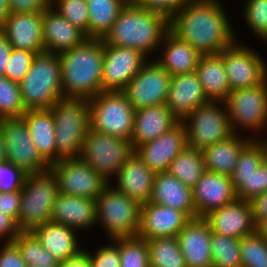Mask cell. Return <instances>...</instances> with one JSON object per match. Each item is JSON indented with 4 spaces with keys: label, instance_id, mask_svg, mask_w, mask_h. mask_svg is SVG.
I'll return each instance as SVG.
<instances>
[{
    "label": "cell",
    "instance_id": "6da1fadb",
    "mask_svg": "<svg viewBox=\"0 0 267 267\" xmlns=\"http://www.w3.org/2000/svg\"><path fill=\"white\" fill-rule=\"evenodd\" d=\"M224 3L189 0L169 19V30L202 55L219 54L238 37Z\"/></svg>",
    "mask_w": 267,
    "mask_h": 267
},
{
    "label": "cell",
    "instance_id": "7a4b0ae2",
    "mask_svg": "<svg viewBox=\"0 0 267 267\" xmlns=\"http://www.w3.org/2000/svg\"><path fill=\"white\" fill-rule=\"evenodd\" d=\"M168 30L169 20L164 15L128 2L102 40L104 45L137 49L155 59Z\"/></svg>",
    "mask_w": 267,
    "mask_h": 267
},
{
    "label": "cell",
    "instance_id": "3957f363",
    "mask_svg": "<svg viewBox=\"0 0 267 267\" xmlns=\"http://www.w3.org/2000/svg\"><path fill=\"white\" fill-rule=\"evenodd\" d=\"M64 97L93 98L102 92L104 41L87 38L58 54Z\"/></svg>",
    "mask_w": 267,
    "mask_h": 267
},
{
    "label": "cell",
    "instance_id": "277c9868",
    "mask_svg": "<svg viewBox=\"0 0 267 267\" xmlns=\"http://www.w3.org/2000/svg\"><path fill=\"white\" fill-rule=\"evenodd\" d=\"M50 109L55 123L56 162L80 158L84 139L91 129L89 99L61 97Z\"/></svg>",
    "mask_w": 267,
    "mask_h": 267
},
{
    "label": "cell",
    "instance_id": "5b68a950",
    "mask_svg": "<svg viewBox=\"0 0 267 267\" xmlns=\"http://www.w3.org/2000/svg\"><path fill=\"white\" fill-rule=\"evenodd\" d=\"M19 85L26 110L50 109L64 97L58 54H37Z\"/></svg>",
    "mask_w": 267,
    "mask_h": 267
},
{
    "label": "cell",
    "instance_id": "8992f818",
    "mask_svg": "<svg viewBox=\"0 0 267 267\" xmlns=\"http://www.w3.org/2000/svg\"><path fill=\"white\" fill-rule=\"evenodd\" d=\"M59 194L58 183L51 169L27 174L21 189L17 227L32 232L51 220L54 201Z\"/></svg>",
    "mask_w": 267,
    "mask_h": 267
},
{
    "label": "cell",
    "instance_id": "52a82bcc",
    "mask_svg": "<svg viewBox=\"0 0 267 267\" xmlns=\"http://www.w3.org/2000/svg\"><path fill=\"white\" fill-rule=\"evenodd\" d=\"M95 202L96 225L101 226L108 240L138 235L141 205L137 201L109 183Z\"/></svg>",
    "mask_w": 267,
    "mask_h": 267
},
{
    "label": "cell",
    "instance_id": "ba28073f",
    "mask_svg": "<svg viewBox=\"0 0 267 267\" xmlns=\"http://www.w3.org/2000/svg\"><path fill=\"white\" fill-rule=\"evenodd\" d=\"M225 103L233 134L251 133L249 137L255 140L267 138V80L260 85L231 91Z\"/></svg>",
    "mask_w": 267,
    "mask_h": 267
},
{
    "label": "cell",
    "instance_id": "9c48e42d",
    "mask_svg": "<svg viewBox=\"0 0 267 267\" xmlns=\"http://www.w3.org/2000/svg\"><path fill=\"white\" fill-rule=\"evenodd\" d=\"M89 103L91 129L131 141L136 110L121 91H102Z\"/></svg>",
    "mask_w": 267,
    "mask_h": 267
},
{
    "label": "cell",
    "instance_id": "30bf717a",
    "mask_svg": "<svg viewBox=\"0 0 267 267\" xmlns=\"http://www.w3.org/2000/svg\"><path fill=\"white\" fill-rule=\"evenodd\" d=\"M189 147L203 150L233 135L225 101H209L180 121Z\"/></svg>",
    "mask_w": 267,
    "mask_h": 267
},
{
    "label": "cell",
    "instance_id": "8fae6325",
    "mask_svg": "<svg viewBox=\"0 0 267 267\" xmlns=\"http://www.w3.org/2000/svg\"><path fill=\"white\" fill-rule=\"evenodd\" d=\"M133 152L130 140L90 129L84 139L80 158L107 181L114 182L113 178Z\"/></svg>",
    "mask_w": 267,
    "mask_h": 267
},
{
    "label": "cell",
    "instance_id": "7c38bea8",
    "mask_svg": "<svg viewBox=\"0 0 267 267\" xmlns=\"http://www.w3.org/2000/svg\"><path fill=\"white\" fill-rule=\"evenodd\" d=\"M231 178L238 199L251 201L267 192L266 139H253L242 150Z\"/></svg>",
    "mask_w": 267,
    "mask_h": 267
},
{
    "label": "cell",
    "instance_id": "4fadbf2b",
    "mask_svg": "<svg viewBox=\"0 0 267 267\" xmlns=\"http://www.w3.org/2000/svg\"><path fill=\"white\" fill-rule=\"evenodd\" d=\"M239 37L223 50V64L231 91L260 85L267 80V61Z\"/></svg>",
    "mask_w": 267,
    "mask_h": 267
},
{
    "label": "cell",
    "instance_id": "5bb4252c",
    "mask_svg": "<svg viewBox=\"0 0 267 267\" xmlns=\"http://www.w3.org/2000/svg\"><path fill=\"white\" fill-rule=\"evenodd\" d=\"M59 193L89 199L96 198L110 183L81 158L61 159L50 165Z\"/></svg>",
    "mask_w": 267,
    "mask_h": 267
},
{
    "label": "cell",
    "instance_id": "9a60e30c",
    "mask_svg": "<svg viewBox=\"0 0 267 267\" xmlns=\"http://www.w3.org/2000/svg\"><path fill=\"white\" fill-rule=\"evenodd\" d=\"M0 133L6 146L7 160L26 173L44 172L50 165L41 157L25 120L11 118L0 120Z\"/></svg>",
    "mask_w": 267,
    "mask_h": 267
},
{
    "label": "cell",
    "instance_id": "2e32d148",
    "mask_svg": "<svg viewBox=\"0 0 267 267\" xmlns=\"http://www.w3.org/2000/svg\"><path fill=\"white\" fill-rule=\"evenodd\" d=\"M171 75L155 59H149L121 92L135 110L166 103Z\"/></svg>",
    "mask_w": 267,
    "mask_h": 267
},
{
    "label": "cell",
    "instance_id": "e0dca14e",
    "mask_svg": "<svg viewBox=\"0 0 267 267\" xmlns=\"http://www.w3.org/2000/svg\"><path fill=\"white\" fill-rule=\"evenodd\" d=\"M148 60L137 49L104 45L102 91H121Z\"/></svg>",
    "mask_w": 267,
    "mask_h": 267
},
{
    "label": "cell",
    "instance_id": "ac0fdd59",
    "mask_svg": "<svg viewBox=\"0 0 267 267\" xmlns=\"http://www.w3.org/2000/svg\"><path fill=\"white\" fill-rule=\"evenodd\" d=\"M187 146L185 127L179 122L153 141L137 146L134 151L154 173H160L167 172L172 160Z\"/></svg>",
    "mask_w": 267,
    "mask_h": 267
},
{
    "label": "cell",
    "instance_id": "d6986e66",
    "mask_svg": "<svg viewBox=\"0 0 267 267\" xmlns=\"http://www.w3.org/2000/svg\"><path fill=\"white\" fill-rule=\"evenodd\" d=\"M0 32L12 48L27 50L36 55L46 52L42 33V13L10 12Z\"/></svg>",
    "mask_w": 267,
    "mask_h": 267
},
{
    "label": "cell",
    "instance_id": "ffe728a7",
    "mask_svg": "<svg viewBox=\"0 0 267 267\" xmlns=\"http://www.w3.org/2000/svg\"><path fill=\"white\" fill-rule=\"evenodd\" d=\"M191 218L184 212L152 202L140 208L138 237L151 240L158 237L177 236Z\"/></svg>",
    "mask_w": 267,
    "mask_h": 267
},
{
    "label": "cell",
    "instance_id": "44dd1931",
    "mask_svg": "<svg viewBox=\"0 0 267 267\" xmlns=\"http://www.w3.org/2000/svg\"><path fill=\"white\" fill-rule=\"evenodd\" d=\"M212 232L241 239L255 232L250 201L236 198L233 202L211 211L204 217Z\"/></svg>",
    "mask_w": 267,
    "mask_h": 267
},
{
    "label": "cell",
    "instance_id": "7402d4cb",
    "mask_svg": "<svg viewBox=\"0 0 267 267\" xmlns=\"http://www.w3.org/2000/svg\"><path fill=\"white\" fill-rule=\"evenodd\" d=\"M192 193L196 217H205L211 211L221 208L237 198L230 176L207 170L192 188Z\"/></svg>",
    "mask_w": 267,
    "mask_h": 267
},
{
    "label": "cell",
    "instance_id": "603a6c76",
    "mask_svg": "<svg viewBox=\"0 0 267 267\" xmlns=\"http://www.w3.org/2000/svg\"><path fill=\"white\" fill-rule=\"evenodd\" d=\"M186 267H212V231L204 217L191 219L177 235Z\"/></svg>",
    "mask_w": 267,
    "mask_h": 267
},
{
    "label": "cell",
    "instance_id": "cb8c5ba5",
    "mask_svg": "<svg viewBox=\"0 0 267 267\" xmlns=\"http://www.w3.org/2000/svg\"><path fill=\"white\" fill-rule=\"evenodd\" d=\"M156 173H154L134 151L110 182L121 193L140 205L150 202Z\"/></svg>",
    "mask_w": 267,
    "mask_h": 267
},
{
    "label": "cell",
    "instance_id": "d4e9b609",
    "mask_svg": "<svg viewBox=\"0 0 267 267\" xmlns=\"http://www.w3.org/2000/svg\"><path fill=\"white\" fill-rule=\"evenodd\" d=\"M208 102L196 71L171 76L165 105L180 121Z\"/></svg>",
    "mask_w": 267,
    "mask_h": 267
},
{
    "label": "cell",
    "instance_id": "484cf974",
    "mask_svg": "<svg viewBox=\"0 0 267 267\" xmlns=\"http://www.w3.org/2000/svg\"><path fill=\"white\" fill-rule=\"evenodd\" d=\"M51 220L83 231L96 229V202L94 199L59 193L52 209Z\"/></svg>",
    "mask_w": 267,
    "mask_h": 267
},
{
    "label": "cell",
    "instance_id": "4316f807",
    "mask_svg": "<svg viewBox=\"0 0 267 267\" xmlns=\"http://www.w3.org/2000/svg\"><path fill=\"white\" fill-rule=\"evenodd\" d=\"M42 31L47 53L59 54L81 45L87 39L82 30L50 6L42 13Z\"/></svg>",
    "mask_w": 267,
    "mask_h": 267
},
{
    "label": "cell",
    "instance_id": "83f0119b",
    "mask_svg": "<svg viewBox=\"0 0 267 267\" xmlns=\"http://www.w3.org/2000/svg\"><path fill=\"white\" fill-rule=\"evenodd\" d=\"M180 120L165 105L139 108L135 111L131 136L133 149L153 141L175 127Z\"/></svg>",
    "mask_w": 267,
    "mask_h": 267
},
{
    "label": "cell",
    "instance_id": "f1b7e54d",
    "mask_svg": "<svg viewBox=\"0 0 267 267\" xmlns=\"http://www.w3.org/2000/svg\"><path fill=\"white\" fill-rule=\"evenodd\" d=\"M159 54V55H158ZM201 53L168 30L155 60L171 75L196 71Z\"/></svg>",
    "mask_w": 267,
    "mask_h": 267
},
{
    "label": "cell",
    "instance_id": "f546056e",
    "mask_svg": "<svg viewBox=\"0 0 267 267\" xmlns=\"http://www.w3.org/2000/svg\"><path fill=\"white\" fill-rule=\"evenodd\" d=\"M77 232L52 220L32 231L41 246L59 261L73 257L83 250L80 234Z\"/></svg>",
    "mask_w": 267,
    "mask_h": 267
},
{
    "label": "cell",
    "instance_id": "4dcf8cb0",
    "mask_svg": "<svg viewBox=\"0 0 267 267\" xmlns=\"http://www.w3.org/2000/svg\"><path fill=\"white\" fill-rule=\"evenodd\" d=\"M150 202L184 212L191 219L196 218L192 188L168 171L156 173Z\"/></svg>",
    "mask_w": 267,
    "mask_h": 267
},
{
    "label": "cell",
    "instance_id": "1f68e13d",
    "mask_svg": "<svg viewBox=\"0 0 267 267\" xmlns=\"http://www.w3.org/2000/svg\"><path fill=\"white\" fill-rule=\"evenodd\" d=\"M253 139L248 135L233 134L224 141L202 150L207 171L232 176L242 150Z\"/></svg>",
    "mask_w": 267,
    "mask_h": 267
},
{
    "label": "cell",
    "instance_id": "d6a6232c",
    "mask_svg": "<svg viewBox=\"0 0 267 267\" xmlns=\"http://www.w3.org/2000/svg\"><path fill=\"white\" fill-rule=\"evenodd\" d=\"M22 118L41 157L49 165L55 163V123L51 109L26 110Z\"/></svg>",
    "mask_w": 267,
    "mask_h": 267
},
{
    "label": "cell",
    "instance_id": "836d02e7",
    "mask_svg": "<svg viewBox=\"0 0 267 267\" xmlns=\"http://www.w3.org/2000/svg\"><path fill=\"white\" fill-rule=\"evenodd\" d=\"M196 73L209 101H225L231 92L223 64V51L201 55Z\"/></svg>",
    "mask_w": 267,
    "mask_h": 267
},
{
    "label": "cell",
    "instance_id": "e575fe53",
    "mask_svg": "<svg viewBox=\"0 0 267 267\" xmlns=\"http://www.w3.org/2000/svg\"><path fill=\"white\" fill-rule=\"evenodd\" d=\"M89 12L88 38L103 39L128 0H86Z\"/></svg>",
    "mask_w": 267,
    "mask_h": 267
},
{
    "label": "cell",
    "instance_id": "d590c367",
    "mask_svg": "<svg viewBox=\"0 0 267 267\" xmlns=\"http://www.w3.org/2000/svg\"><path fill=\"white\" fill-rule=\"evenodd\" d=\"M206 171L201 150L187 146L170 164L168 172L193 188Z\"/></svg>",
    "mask_w": 267,
    "mask_h": 267
},
{
    "label": "cell",
    "instance_id": "8d00e7d4",
    "mask_svg": "<svg viewBox=\"0 0 267 267\" xmlns=\"http://www.w3.org/2000/svg\"><path fill=\"white\" fill-rule=\"evenodd\" d=\"M150 267H186L177 236L146 240Z\"/></svg>",
    "mask_w": 267,
    "mask_h": 267
},
{
    "label": "cell",
    "instance_id": "74e56055",
    "mask_svg": "<svg viewBox=\"0 0 267 267\" xmlns=\"http://www.w3.org/2000/svg\"><path fill=\"white\" fill-rule=\"evenodd\" d=\"M13 243L27 266L58 267L59 260L41 246L32 232H20Z\"/></svg>",
    "mask_w": 267,
    "mask_h": 267
},
{
    "label": "cell",
    "instance_id": "f35d334b",
    "mask_svg": "<svg viewBox=\"0 0 267 267\" xmlns=\"http://www.w3.org/2000/svg\"><path fill=\"white\" fill-rule=\"evenodd\" d=\"M212 267H242L240 239L212 232Z\"/></svg>",
    "mask_w": 267,
    "mask_h": 267
},
{
    "label": "cell",
    "instance_id": "ab89813d",
    "mask_svg": "<svg viewBox=\"0 0 267 267\" xmlns=\"http://www.w3.org/2000/svg\"><path fill=\"white\" fill-rule=\"evenodd\" d=\"M25 112L19 83L0 76V120L20 118Z\"/></svg>",
    "mask_w": 267,
    "mask_h": 267
},
{
    "label": "cell",
    "instance_id": "60d3db41",
    "mask_svg": "<svg viewBox=\"0 0 267 267\" xmlns=\"http://www.w3.org/2000/svg\"><path fill=\"white\" fill-rule=\"evenodd\" d=\"M120 267H150L146 239L138 236L120 238Z\"/></svg>",
    "mask_w": 267,
    "mask_h": 267
},
{
    "label": "cell",
    "instance_id": "b9f144b4",
    "mask_svg": "<svg viewBox=\"0 0 267 267\" xmlns=\"http://www.w3.org/2000/svg\"><path fill=\"white\" fill-rule=\"evenodd\" d=\"M242 267H267V240L256 231L240 239Z\"/></svg>",
    "mask_w": 267,
    "mask_h": 267
},
{
    "label": "cell",
    "instance_id": "7bdbcfd3",
    "mask_svg": "<svg viewBox=\"0 0 267 267\" xmlns=\"http://www.w3.org/2000/svg\"><path fill=\"white\" fill-rule=\"evenodd\" d=\"M50 7L82 30L88 38L89 12L86 0H50Z\"/></svg>",
    "mask_w": 267,
    "mask_h": 267
},
{
    "label": "cell",
    "instance_id": "ee69618b",
    "mask_svg": "<svg viewBox=\"0 0 267 267\" xmlns=\"http://www.w3.org/2000/svg\"><path fill=\"white\" fill-rule=\"evenodd\" d=\"M242 19L260 41L267 39V0L243 1Z\"/></svg>",
    "mask_w": 267,
    "mask_h": 267
},
{
    "label": "cell",
    "instance_id": "f6af8a7d",
    "mask_svg": "<svg viewBox=\"0 0 267 267\" xmlns=\"http://www.w3.org/2000/svg\"><path fill=\"white\" fill-rule=\"evenodd\" d=\"M86 247L83 249L88 253L91 267H120V238L105 242L93 251Z\"/></svg>",
    "mask_w": 267,
    "mask_h": 267
},
{
    "label": "cell",
    "instance_id": "bcb514c9",
    "mask_svg": "<svg viewBox=\"0 0 267 267\" xmlns=\"http://www.w3.org/2000/svg\"><path fill=\"white\" fill-rule=\"evenodd\" d=\"M35 56L33 52L12 48L4 76L13 82L20 83L31 67Z\"/></svg>",
    "mask_w": 267,
    "mask_h": 267
},
{
    "label": "cell",
    "instance_id": "7dc6e473",
    "mask_svg": "<svg viewBox=\"0 0 267 267\" xmlns=\"http://www.w3.org/2000/svg\"><path fill=\"white\" fill-rule=\"evenodd\" d=\"M27 174L8 160L0 162V192L21 191Z\"/></svg>",
    "mask_w": 267,
    "mask_h": 267
},
{
    "label": "cell",
    "instance_id": "c3c4849f",
    "mask_svg": "<svg viewBox=\"0 0 267 267\" xmlns=\"http://www.w3.org/2000/svg\"><path fill=\"white\" fill-rule=\"evenodd\" d=\"M189 0H135L145 9L164 15L168 20Z\"/></svg>",
    "mask_w": 267,
    "mask_h": 267
},
{
    "label": "cell",
    "instance_id": "681fc988",
    "mask_svg": "<svg viewBox=\"0 0 267 267\" xmlns=\"http://www.w3.org/2000/svg\"><path fill=\"white\" fill-rule=\"evenodd\" d=\"M0 247V267H26L17 246L13 242Z\"/></svg>",
    "mask_w": 267,
    "mask_h": 267
},
{
    "label": "cell",
    "instance_id": "f907efd6",
    "mask_svg": "<svg viewBox=\"0 0 267 267\" xmlns=\"http://www.w3.org/2000/svg\"><path fill=\"white\" fill-rule=\"evenodd\" d=\"M21 203V191L0 192V211L12 217L16 222Z\"/></svg>",
    "mask_w": 267,
    "mask_h": 267
},
{
    "label": "cell",
    "instance_id": "816d5d0a",
    "mask_svg": "<svg viewBox=\"0 0 267 267\" xmlns=\"http://www.w3.org/2000/svg\"><path fill=\"white\" fill-rule=\"evenodd\" d=\"M10 12L43 13L49 6L50 0H8Z\"/></svg>",
    "mask_w": 267,
    "mask_h": 267
},
{
    "label": "cell",
    "instance_id": "f5cc1de1",
    "mask_svg": "<svg viewBox=\"0 0 267 267\" xmlns=\"http://www.w3.org/2000/svg\"><path fill=\"white\" fill-rule=\"evenodd\" d=\"M20 232L16 221L0 211V243L2 244L3 241L4 243L13 242Z\"/></svg>",
    "mask_w": 267,
    "mask_h": 267
},
{
    "label": "cell",
    "instance_id": "db71d44e",
    "mask_svg": "<svg viewBox=\"0 0 267 267\" xmlns=\"http://www.w3.org/2000/svg\"><path fill=\"white\" fill-rule=\"evenodd\" d=\"M253 219L255 224L260 219L267 218V192L254 197L251 201Z\"/></svg>",
    "mask_w": 267,
    "mask_h": 267
},
{
    "label": "cell",
    "instance_id": "11a10c76",
    "mask_svg": "<svg viewBox=\"0 0 267 267\" xmlns=\"http://www.w3.org/2000/svg\"><path fill=\"white\" fill-rule=\"evenodd\" d=\"M58 267H91L88 253L83 249L77 255L59 261Z\"/></svg>",
    "mask_w": 267,
    "mask_h": 267
},
{
    "label": "cell",
    "instance_id": "9f6ffc18",
    "mask_svg": "<svg viewBox=\"0 0 267 267\" xmlns=\"http://www.w3.org/2000/svg\"><path fill=\"white\" fill-rule=\"evenodd\" d=\"M11 52L12 46L7 38L0 32V76H4Z\"/></svg>",
    "mask_w": 267,
    "mask_h": 267
},
{
    "label": "cell",
    "instance_id": "6f0895ef",
    "mask_svg": "<svg viewBox=\"0 0 267 267\" xmlns=\"http://www.w3.org/2000/svg\"><path fill=\"white\" fill-rule=\"evenodd\" d=\"M10 14L8 0H0V28Z\"/></svg>",
    "mask_w": 267,
    "mask_h": 267
},
{
    "label": "cell",
    "instance_id": "680465c9",
    "mask_svg": "<svg viewBox=\"0 0 267 267\" xmlns=\"http://www.w3.org/2000/svg\"><path fill=\"white\" fill-rule=\"evenodd\" d=\"M255 231L265 240H267V218L260 219L255 224Z\"/></svg>",
    "mask_w": 267,
    "mask_h": 267
},
{
    "label": "cell",
    "instance_id": "91938a15",
    "mask_svg": "<svg viewBox=\"0 0 267 267\" xmlns=\"http://www.w3.org/2000/svg\"><path fill=\"white\" fill-rule=\"evenodd\" d=\"M7 160L6 146L3 140V136L0 133V162Z\"/></svg>",
    "mask_w": 267,
    "mask_h": 267
}]
</instances>
